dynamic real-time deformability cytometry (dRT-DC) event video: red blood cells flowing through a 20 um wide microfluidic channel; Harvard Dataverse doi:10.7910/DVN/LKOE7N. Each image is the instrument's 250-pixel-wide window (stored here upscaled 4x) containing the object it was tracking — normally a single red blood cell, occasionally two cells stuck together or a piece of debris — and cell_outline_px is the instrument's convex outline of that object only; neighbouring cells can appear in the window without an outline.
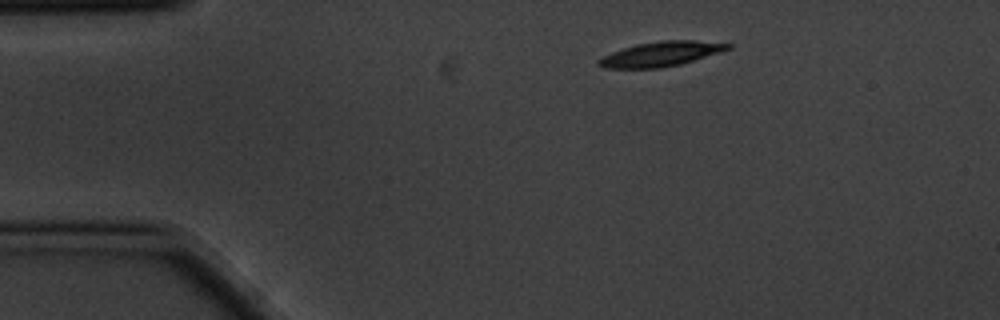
{"species": "common noctule bat (a hibernating species)", "species_latin": "Nyctalus noctula", "temperature_condition": "cold", "stored_images_in_passage": 3, "camera_frame_rate_fps": 3000, "um_per_image_px": 0.085, "animal": {"sex": "male", "body_mass_g": 20.1, "forearm_length_mm": 53.5}, "frame": {"image": 1, "passage_image": 1, "time_ms": 0.0, "image_size_px": [1000, 320], "cell_outline_px": [[732, 48], [720, 52], [680, 64], [660, 68], [604, 68], [596, 64], [596, 60], [600, 56], [636, 44], [660, 40], [696, 40], [732, 44]], "centroid_in_image_um": [56.14, 4.58], "position_along_channel_um": 28.9, "area_um2": 18.67}}
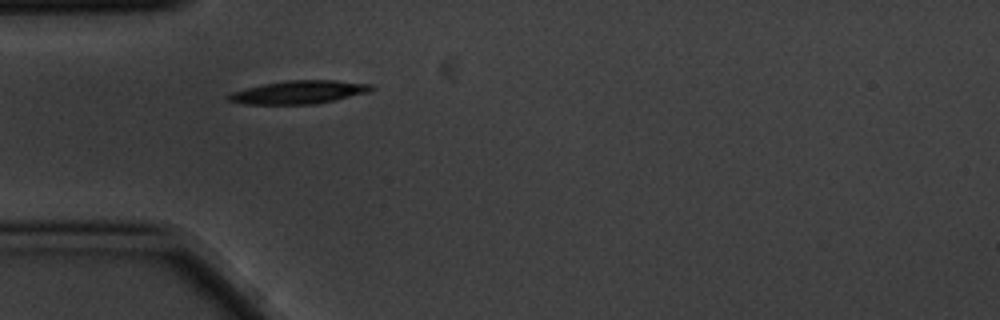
{"frame": {"image": 2, "passage_image": 3, "time_ms": 0.667, "image_size_px": [1000, 320], "cell_outline_px": [[376, 88], [368, 92], [316, 104], [248, 104], [228, 100], [224, 96], [232, 92], [264, 84], [288, 80], [336, 80], [372, 84]], "centroid_in_image_um": [25.43, 7.83], "position_along_channel_um": 59.6, "area_um2": 19.13}}